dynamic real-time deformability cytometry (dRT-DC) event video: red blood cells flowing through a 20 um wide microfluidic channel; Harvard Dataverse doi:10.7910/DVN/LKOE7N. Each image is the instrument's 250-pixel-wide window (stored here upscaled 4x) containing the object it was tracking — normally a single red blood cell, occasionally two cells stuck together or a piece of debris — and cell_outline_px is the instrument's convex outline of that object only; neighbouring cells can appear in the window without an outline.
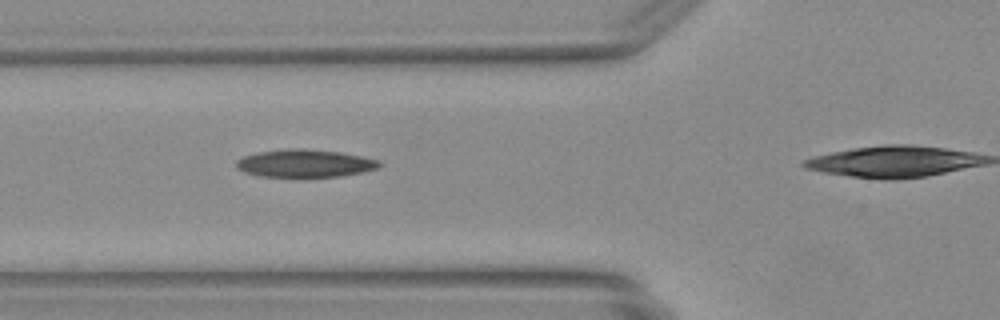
{"species": "Egyptian fruit bat (a non-hibernating species)", "species_latin": "Rousettus aegyptiacus", "temperature_condition": "warm", "stored_images_in_passage": 27, "camera_frame_rate_fps": 3000, "um_per_image_px": 0.085, "animal": {"sex": "female"}, "frame": {"image": 1, "passage_image": 5, "time_ms": 1.333, "image_size_px": [1000, 320], "cell_outline_px": [[380, 168], [340, 176], [300, 180], [296, 180], [260, 176], [244, 172], [236, 168], [236, 160], [244, 156], [260, 152], [288, 148], [304, 148], [340, 152], [380, 160]], "centroid_in_image_um": [25.88, 13.93], "position_along_channel_um": 99.9, "area_um2": 24.1}}